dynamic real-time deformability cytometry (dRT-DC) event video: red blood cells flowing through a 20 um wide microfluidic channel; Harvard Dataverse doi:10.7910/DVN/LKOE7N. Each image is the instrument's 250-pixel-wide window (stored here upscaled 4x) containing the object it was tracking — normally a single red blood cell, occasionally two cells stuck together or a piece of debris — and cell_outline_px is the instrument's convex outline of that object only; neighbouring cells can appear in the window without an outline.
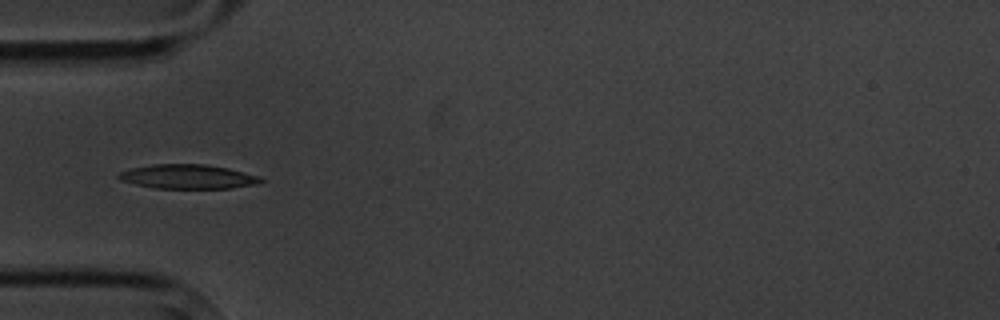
{"species": "common noctule bat (a hibernating species)", "species_latin": "Nyctalus noctula", "temperature_condition": "cold", "stored_images_in_passage": 7, "camera_frame_rate_fps": 3000, "um_per_image_px": 0.085, "animal": {"sex": "male", "body_mass_g": 20.1, "forearm_length_mm": 53.5}, "frame": {"image": 1, "passage_image": 5, "time_ms": 4.667, "image_size_px": [1000, 320], "cell_outline_px": [[264, 180], [256, 184], [232, 188], [152, 188], [120, 180], [116, 176], [120, 172], [128, 168], [152, 164], [204, 164], [228, 168], [260, 176]], "centroid_in_image_um": [15.94, 15.01], "position_along_channel_um": 69.1, "area_um2": 20.17}}
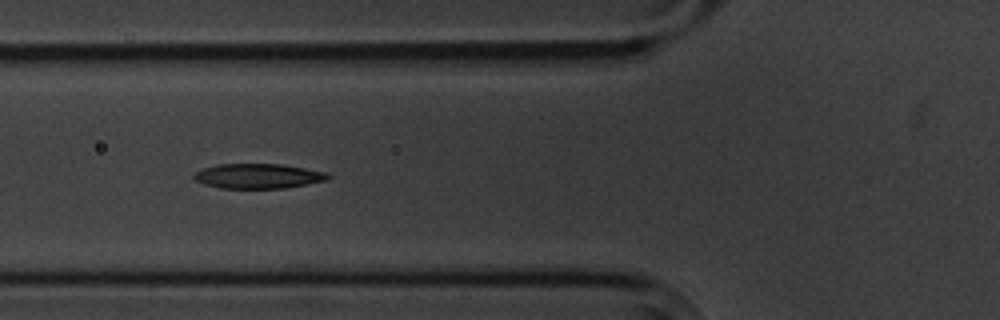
{"frame": {"image": 2, "passage_image": 6, "time_ms": 5.667, "image_size_px": [1000, 320], "cell_outline_px": [[332, 176], [328, 180], [288, 188], [220, 188], [204, 184], [196, 180], [192, 176], [196, 172], [204, 168], [216, 164], [280, 164], [328, 172]], "centroid_in_image_um": [21.98, 14.97], "position_along_channel_um": 103.8, "area_um2": 19.48}}
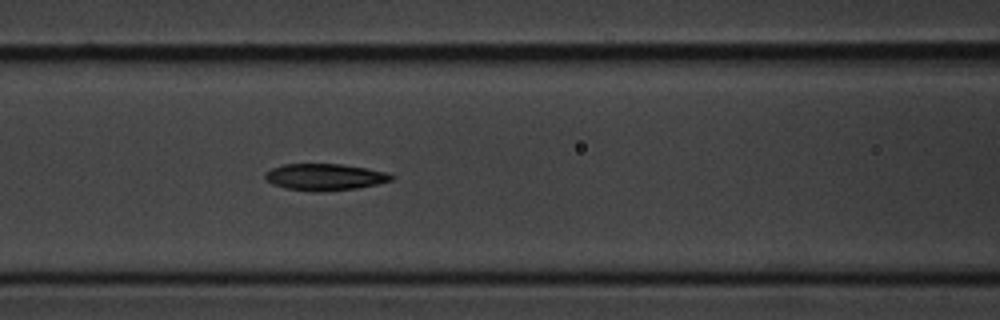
{"frame": {"image": 3, "passage_image": 7, "time_ms": 6.667, "image_size_px": [1000, 320], "cell_outline_px": [[396, 176], [392, 180], [376, 184], [356, 188], [324, 192], [316, 192], [284, 188], [272, 184], [264, 176], [264, 172], [272, 168], [284, 164], [340, 164], [388, 172]], "centroid_in_image_um": [27.6, 15.05], "position_along_channel_um": 139.0, "area_um2": 19.65}}